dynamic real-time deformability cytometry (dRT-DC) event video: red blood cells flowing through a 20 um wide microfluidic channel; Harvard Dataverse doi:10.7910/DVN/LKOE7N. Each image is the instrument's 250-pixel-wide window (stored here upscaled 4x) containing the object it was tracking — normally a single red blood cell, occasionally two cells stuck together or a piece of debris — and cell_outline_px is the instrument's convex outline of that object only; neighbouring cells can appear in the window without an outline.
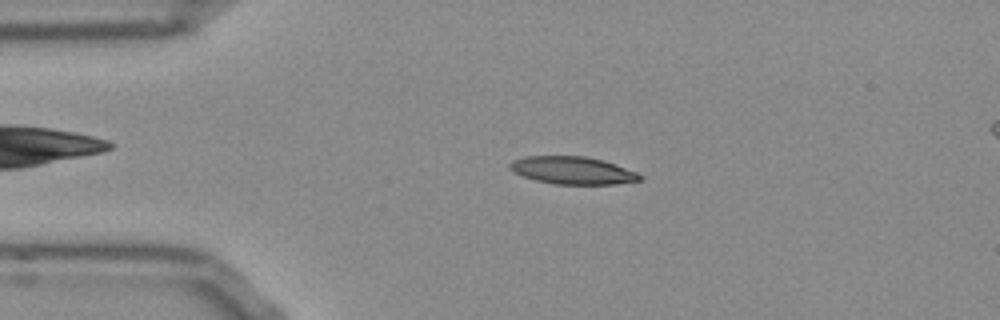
{"species": "Egyptian fruit bat (a non-hibernating species)", "species_latin": "Rousettus aegyptiacus", "temperature_condition": "room temperature", "stored_images_in_passage": 46, "camera_frame_rate_fps": 3000, "um_per_image_px": 0.085, "frame": {"image": 1, "passage_image": 5, "time_ms": 1.333, "image_size_px": [1000, 320], "cell_outline_px": [[644, 180], [616, 184], [556, 184], [536, 180], [524, 176], [508, 168], [508, 164], [512, 160], [528, 156], [584, 156], [604, 160], [616, 164], [636, 172], [644, 176]], "centroid_in_image_um": [48.72, 14.48], "position_along_channel_um": 36.3, "area_um2": 20.92}}
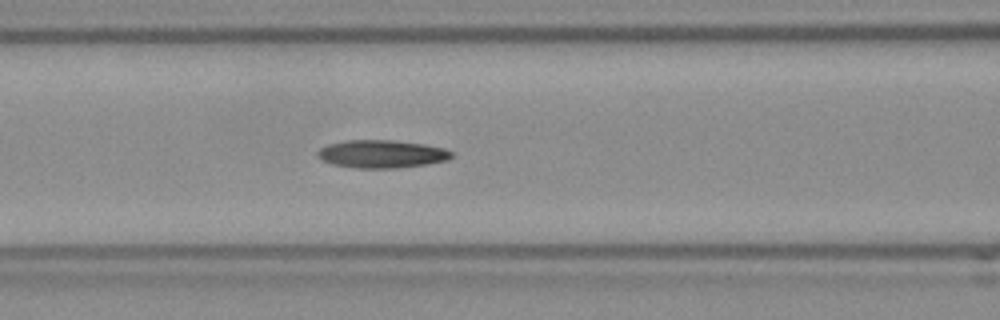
{"frame": {"image": 2, "passage_image": 15, "time_ms": 4.667, "image_size_px": [1000, 320], "cell_outline_px": [[452, 156], [448, 160], [428, 164], [396, 168], [360, 168], [332, 164], [324, 160], [316, 152], [320, 148], [328, 144], [344, 140], [392, 140], [424, 144], [444, 148], [452, 152]], "centroid_in_image_um": [32.47, 13.08], "position_along_channel_um": 134.1, "area_um2": 21.68}}
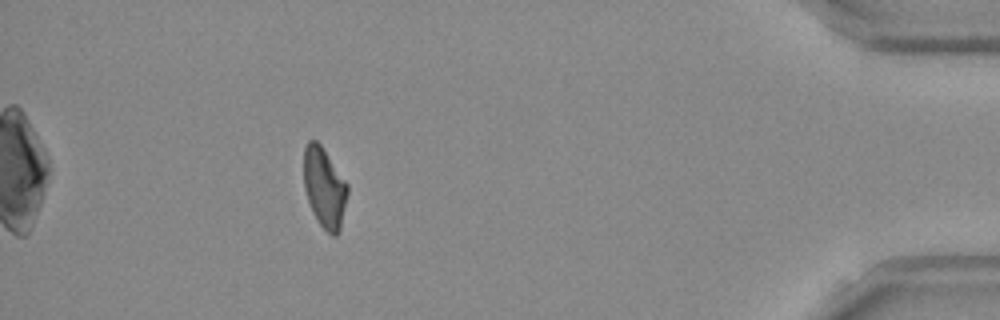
{"frame": {"image": 3, "passage_image": 41, "time_ms": 13.333, "image_size_px": [1000, 320], "cell_outline_px": [[348, 192], [340, 228], [336, 236], [332, 236], [316, 220], [312, 212], [304, 188], [304, 148], [308, 140], [316, 140], [320, 144], [348, 184]], "centroid_in_image_um": [27.56, 15.95], "position_along_channel_um": 407.6, "area_um2": 20.29}}